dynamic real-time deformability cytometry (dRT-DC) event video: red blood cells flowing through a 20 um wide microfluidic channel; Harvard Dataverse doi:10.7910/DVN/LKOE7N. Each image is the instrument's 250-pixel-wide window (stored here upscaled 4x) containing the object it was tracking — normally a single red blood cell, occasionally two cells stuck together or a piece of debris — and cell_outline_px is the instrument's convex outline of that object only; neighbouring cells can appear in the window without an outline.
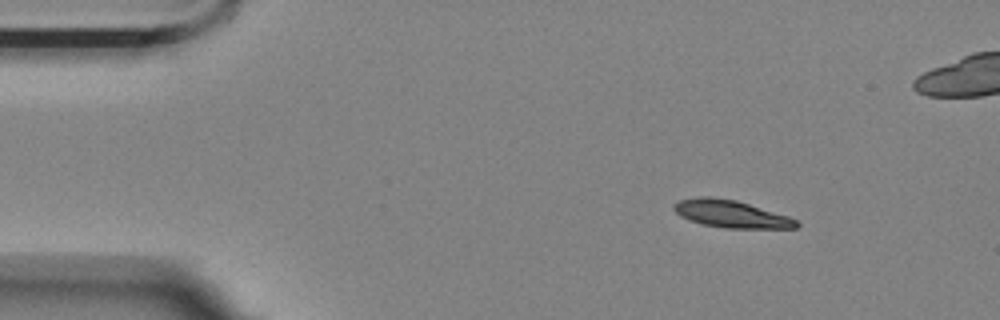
{"species": "Egyptian fruit bat (a non-hibernating species)", "species_latin": "Rousettus aegyptiacus", "temperature_condition": "room temperature", "stored_images_in_passage": 5, "camera_frame_rate_fps": 3000, "um_per_image_px": 0.085, "animal": {"sex": "female"}, "frame": {"image": 1, "passage_image": 1, "time_ms": 0.0, "image_size_px": [1000, 320], "cell_outline_px": [[800, 224], [796, 228], [724, 228], [704, 224], [688, 220], [680, 216], [672, 208], [672, 204], [680, 200], [696, 196], [708, 196], [736, 200], [788, 216], [796, 220]], "centroid_in_image_um": [62.1, 18.18], "position_along_channel_um": 22.9, "area_um2": 19.54}}
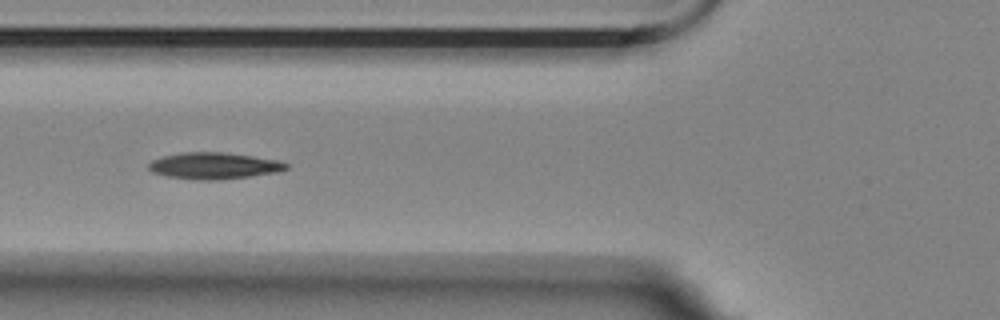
{"frame": {"image": 2, "passage_image": 4, "time_ms": 1.0, "image_size_px": [1000, 320], "cell_outline_px": [[288, 168], [276, 172], [248, 176], [216, 180], [196, 180], [164, 176], [152, 172], [148, 168], [148, 164], [152, 160], [164, 156], [180, 152], [224, 152], [280, 160], [288, 164]], "centroid_in_image_um": [18.15, 14.09], "position_along_channel_um": 107.6, "area_um2": 21.27}}
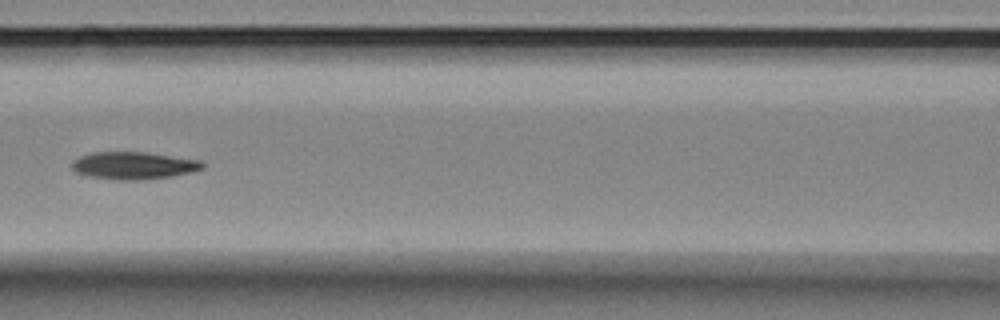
{"frame": {"image": 3, "passage_image": 5, "time_ms": 1.333, "image_size_px": [1000, 320], "cell_outline_px": [[204, 168], [192, 172], [172, 176], [140, 180], [116, 180], [88, 176], [76, 172], [72, 168], [72, 160], [80, 156], [92, 152], [148, 152], [200, 160], [204, 164]], "centroid_in_image_um": [11.36, 14.07], "position_along_channel_um": 155.2, "area_um2": 20.98}}